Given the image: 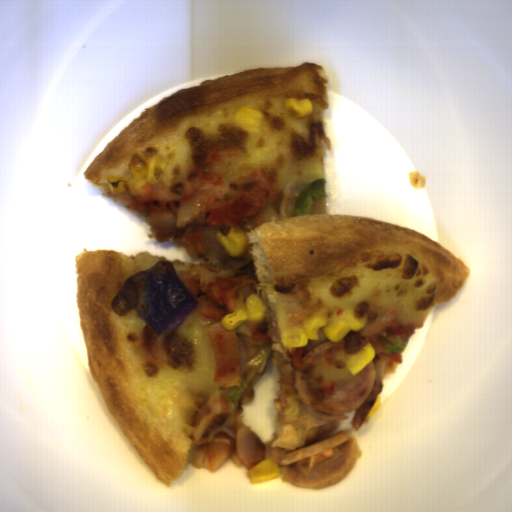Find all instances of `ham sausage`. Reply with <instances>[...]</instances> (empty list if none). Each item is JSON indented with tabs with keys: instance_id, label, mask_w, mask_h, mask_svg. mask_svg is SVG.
<instances>
[{
	"instance_id": "0cea0756",
	"label": "ham sausage",
	"mask_w": 512,
	"mask_h": 512,
	"mask_svg": "<svg viewBox=\"0 0 512 512\" xmlns=\"http://www.w3.org/2000/svg\"><path fill=\"white\" fill-rule=\"evenodd\" d=\"M361 350L343 340H330L308 351L303 359L315 364L312 372L300 373L295 369L293 374L299 402L312 410L335 415L360 408L376 380L373 359L356 376L349 372L348 358Z\"/></svg>"
},
{
	"instance_id": "77c602ba",
	"label": "ham sausage",
	"mask_w": 512,
	"mask_h": 512,
	"mask_svg": "<svg viewBox=\"0 0 512 512\" xmlns=\"http://www.w3.org/2000/svg\"><path fill=\"white\" fill-rule=\"evenodd\" d=\"M361 450L350 430L287 453L280 461L282 482L311 489L329 488L354 468Z\"/></svg>"
}]
</instances>
